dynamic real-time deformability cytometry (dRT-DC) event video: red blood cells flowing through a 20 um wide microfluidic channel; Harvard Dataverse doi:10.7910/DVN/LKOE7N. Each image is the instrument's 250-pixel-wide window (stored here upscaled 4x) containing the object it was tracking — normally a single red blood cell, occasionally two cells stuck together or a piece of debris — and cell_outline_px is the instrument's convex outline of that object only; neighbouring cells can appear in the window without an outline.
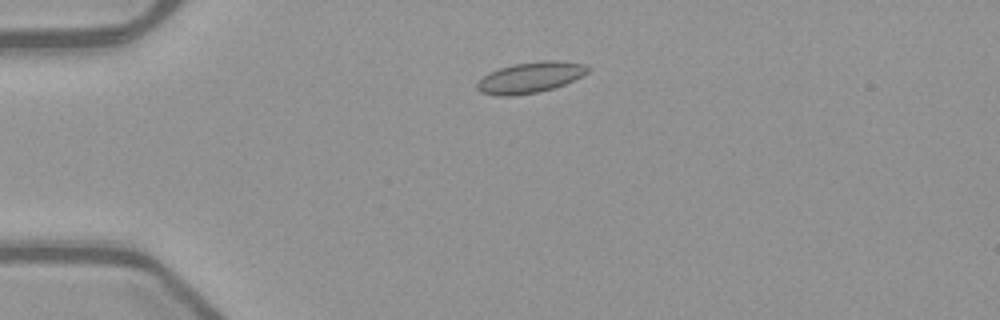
{"species": "common noctule bat (a hibernating species)", "species_latin": "Nyctalus noctula", "temperature_condition": "warm", "stored_images_in_passage": 49, "camera_frame_rate_fps": 3000, "um_per_image_px": 0.085, "animal": {"sex": "female", "body_mass_g": 21.9}, "frame": {"image": 1, "passage_image": 9, "time_ms": 2.667, "image_size_px": [1000, 320], "cell_outline_px": [[592, 68], [588, 72], [564, 84], [552, 88], [536, 92], [516, 96], [496, 96], [480, 92], [476, 88], [476, 84], [488, 72], [512, 64], [544, 60], [556, 60], [584, 64]], "centroid_in_image_um": [45.04, 6.58], "position_along_channel_um": 40.0, "area_um2": 19.88}}
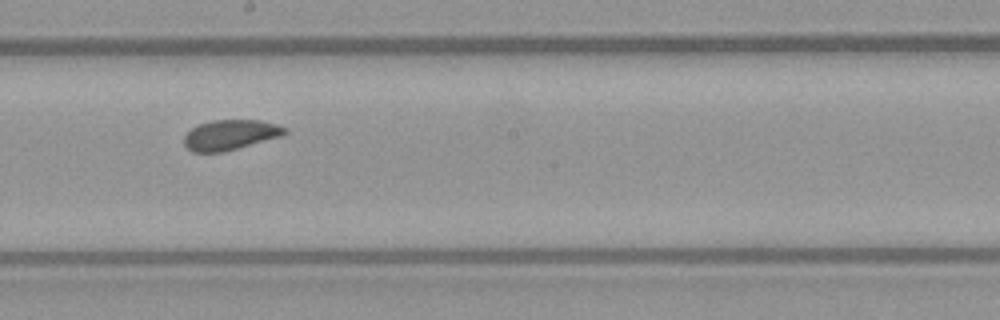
{"frame": {"image": 2, "passage_image": 26, "time_ms": 8.333, "image_size_px": [1000, 320], "cell_outline_px": [[288, 132], [284, 136], [224, 152], [192, 152], [184, 144], [184, 136], [192, 128], [200, 124], [212, 120], [260, 120], [276, 124], [288, 128]], "centroid_in_image_um": [19.63, 11.47], "position_along_channel_um": 228.6, "area_um2": 17.86}}
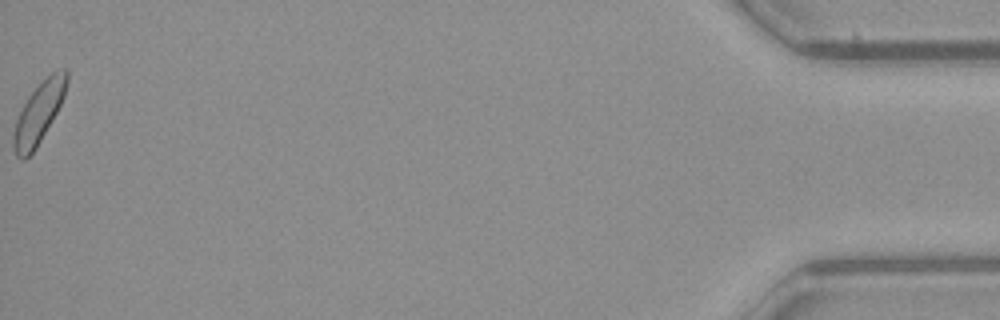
{"frame": {"image": 3, "passage_image": 49, "time_ms": 16.0, "image_size_px": [1000, 320], "cell_outline_px": [[68, 80], [64, 96], [52, 120], [36, 148], [24, 160], [20, 160], [16, 156], [12, 144], [12, 132], [16, 120], [28, 96], [52, 72], [64, 68], [68, 68]], "centroid_in_image_um": [3.28, 9.62], "position_along_channel_um": 431.9, "area_um2": 18.67}, "authors_computed_cell_mechanics": {"area_um2": 18.496, "velocity_mm_per_s": 3.96, "shape_relaxation_time_tau1_ms": 2.6108, "shape_relaxation_time_tau2_ms": null, "deformation_change_tau1": 0.0563, "deformation_change_tau2": null}}